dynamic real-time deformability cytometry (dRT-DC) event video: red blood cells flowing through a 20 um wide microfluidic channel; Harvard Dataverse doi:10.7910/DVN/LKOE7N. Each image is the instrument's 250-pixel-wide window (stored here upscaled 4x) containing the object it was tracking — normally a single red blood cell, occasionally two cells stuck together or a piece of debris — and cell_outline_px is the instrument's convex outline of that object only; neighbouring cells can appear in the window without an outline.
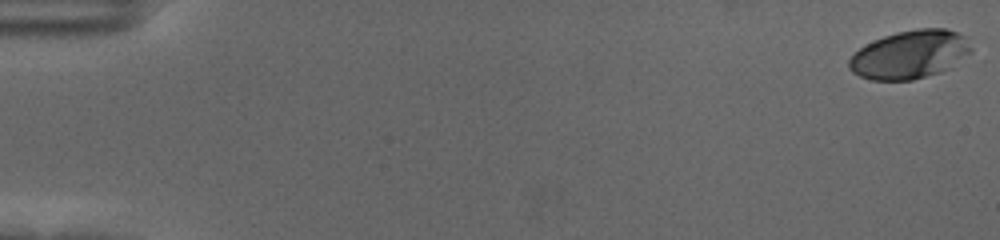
{"species": "human", "species_latin": "Homo sapiens", "temperature_condition": "cold", "stored_images_in_passage": 57, "camera_frame_rate_fps": 3000, "um_per_image_px": 0.085, "donor": {"sex": "female"}, "frame": {"image": 1, "passage_image": 1, "time_ms": 0.0, "image_size_px": [1000, 240], "cell_outline_px": [[972, 52], [952, 68], [940, 72], [912, 80], [872, 80], [860, 76], [852, 72], [848, 68], [848, 60], [860, 48], [884, 36], [896, 32], [916, 28], [948, 28], [964, 36], [972, 48]], "centroid_in_image_um": [77.37, 4.64], "position_along_channel_um": 7.6, "area_um2": 34.45}}
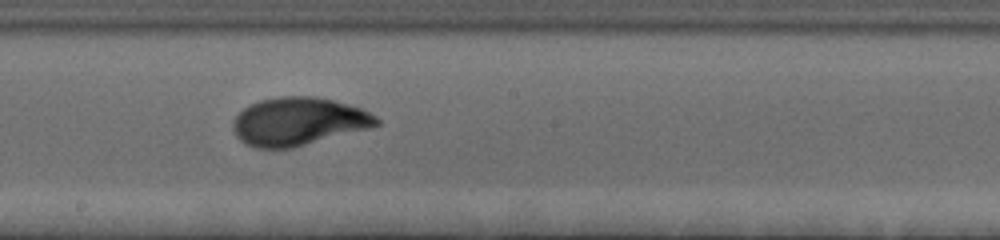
{"frame": {"image": 2, "passage_image": 33, "time_ms": 10.667, "image_size_px": [1000, 240], "cell_outline_px": [[380, 124], [368, 128], [292, 148], [256, 148], [244, 144], [236, 136], [232, 128], [232, 124], [236, 116], [244, 108], [260, 100], [280, 96], [312, 96], [332, 100], [348, 104], [360, 108], [376, 116], [380, 120]], "centroid_in_image_um": [25.34, 10.33], "position_along_channel_um": 222.9, "area_um2": 39.94}}
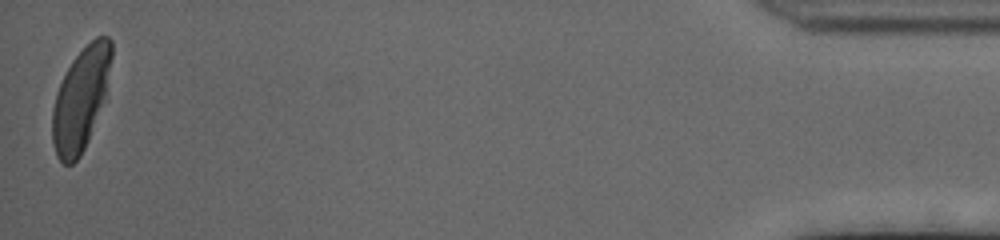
{"frame": {"image": 3, "passage_image": 57, "time_ms": 18.667, "image_size_px": [1000, 240], "cell_outline_px": [[112, 56], [104, 100], [88, 140], [80, 156], [72, 164], [64, 164], [56, 156], [52, 140], [52, 108], [56, 92], [72, 60], [96, 36], [108, 36], [112, 40]], "centroid_in_image_um": [6.85, 8.42], "position_along_channel_um": 428.3, "area_um2": 34.97}, "authors_computed_cell_mechanics": {"area_um2": 36.414, "velocity_mm_per_s": 3.5998, "shape_relaxation_time_tau1_ms": 3.1731, "shape_relaxation_time_tau2_ms": 0.7745, "deformation_change_tau1": 0.1695, "deformation_change_tau2": 0.0496}}